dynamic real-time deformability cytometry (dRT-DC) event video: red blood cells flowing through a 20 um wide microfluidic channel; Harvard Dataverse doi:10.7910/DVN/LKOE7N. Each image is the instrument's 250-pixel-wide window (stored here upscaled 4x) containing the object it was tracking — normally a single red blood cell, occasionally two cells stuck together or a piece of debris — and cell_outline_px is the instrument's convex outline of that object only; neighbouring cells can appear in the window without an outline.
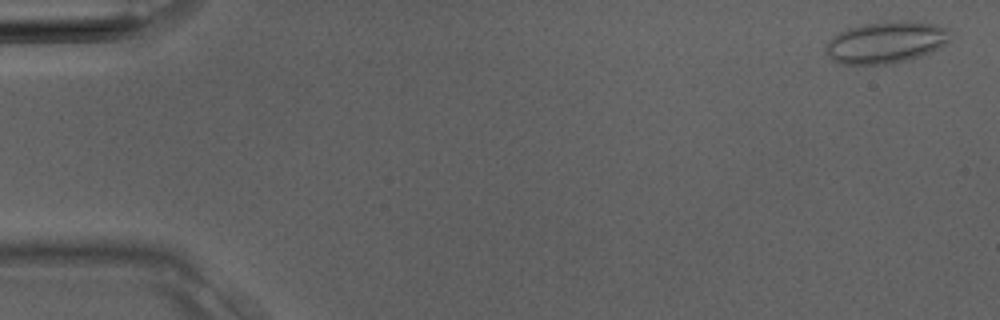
{"species": "Egyptian fruit bat (a non-hibernating species)", "species_latin": "Rousettus aegyptiacus", "temperature_condition": "room temperature", "stored_images_in_passage": 11, "camera_frame_rate_fps": 3000, "um_per_image_px": 0.085, "animal": {"sex": "male"}, "frame": {"image": 1, "passage_image": 2, "time_ms": 0.333, "image_size_px": [1000, 320], "cell_outline_px": [[948, 40], [944, 44], [932, 52], [912, 60], [892, 64], [840, 64], [832, 60], [824, 52], [824, 48], [832, 36], [836, 32], [860, 24], [892, 20], [908, 20], [932, 24], [948, 28]], "centroid_in_image_um": [75.25, 3.6], "position_along_channel_um": 9.7, "area_um2": 30.81}}